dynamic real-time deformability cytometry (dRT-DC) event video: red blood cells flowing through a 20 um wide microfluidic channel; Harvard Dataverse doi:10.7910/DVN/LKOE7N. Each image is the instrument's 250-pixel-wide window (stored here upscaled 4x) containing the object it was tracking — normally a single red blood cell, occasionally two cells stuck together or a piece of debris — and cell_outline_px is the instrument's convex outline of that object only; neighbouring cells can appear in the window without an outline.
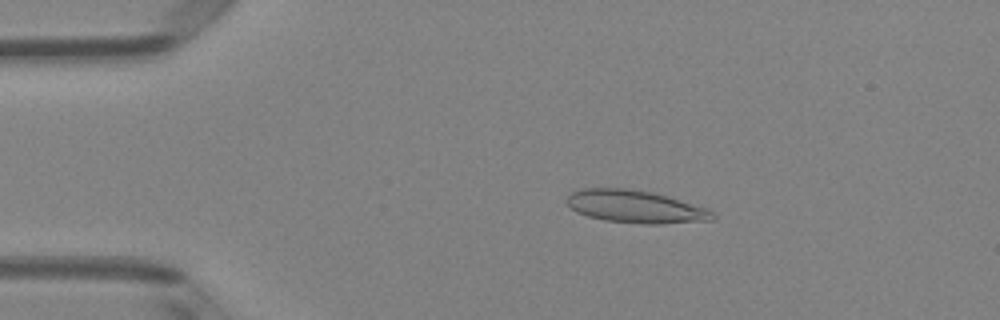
{"species": "Egyptian fruit bat (a non-hibernating species)", "species_latin": "Rousettus aegyptiacus", "temperature_condition": "room temperature", "stored_images_in_passage": 50, "camera_frame_rate_fps": 3000, "um_per_image_px": 0.085, "animal": {"sex": "female"}, "frame": {"image": 1, "passage_image": 9, "time_ms": 2.667, "image_size_px": [1000, 320], "cell_outline_px": [[716, 216], [712, 220], [660, 224], [640, 224], [604, 220], [588, 216], [576, 212], [564, 200], [572, 192], [584, 188], [628, 188], [652, 192], [668, 196], [708, 208]], "centroid_in_image_um": [54.01, 17.56], "position_along_channel_um": 31.0, "area_um2": 27.86}}
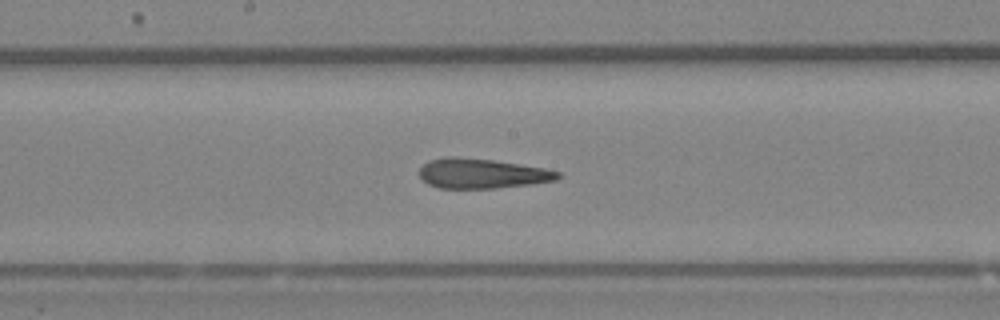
{"frame": {"image": 2, "passage_image": 26, "time_ms": 8.333, "image_size_px": [1000, 320], "cell_outline_px": [[560, 176], [556, 180], [532, 184], [496, 188], [440, 188], [428, 184], [420, 176], [420, 168], [428, 160], [448, 156], [456, 156], [492, 160], [544, 168], [560, 172]], "centroid_in_image_um": [40.95, 14.74], "position_along_channel_um": 207.3, "area_um2": 23.99}}
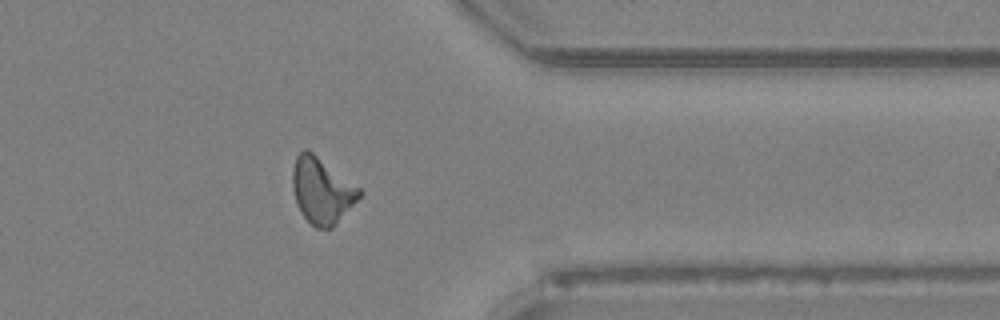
{"frame": {"image": 3, "passage_image": 40, "time_ms": 13.0, "image_size_px": [1000, 320], "cell_outline_px": [[364, 192], [332, 228], [316, 228], [300, 212], [296, 204], [292, 188], [292, 168], [296, 156], [304, 148], [308, 148], [360, 188]], "centroid_in_image_um": [27.33, 16.17], "position_along_channel_um": 384.1, "area_um2": 25.66}, "authors_computed_cell_mechanics": {"area_um2": 25.1141, "velocity_mm_per_s": 4.0292, "shape_relaxation_time_tau1_ms": 8.3442, "shape_relaxation_time_tau2_ms": 2.6118, "deformation_change_tau1": 0.191, "deformation_change_tau2": 0.1139}}